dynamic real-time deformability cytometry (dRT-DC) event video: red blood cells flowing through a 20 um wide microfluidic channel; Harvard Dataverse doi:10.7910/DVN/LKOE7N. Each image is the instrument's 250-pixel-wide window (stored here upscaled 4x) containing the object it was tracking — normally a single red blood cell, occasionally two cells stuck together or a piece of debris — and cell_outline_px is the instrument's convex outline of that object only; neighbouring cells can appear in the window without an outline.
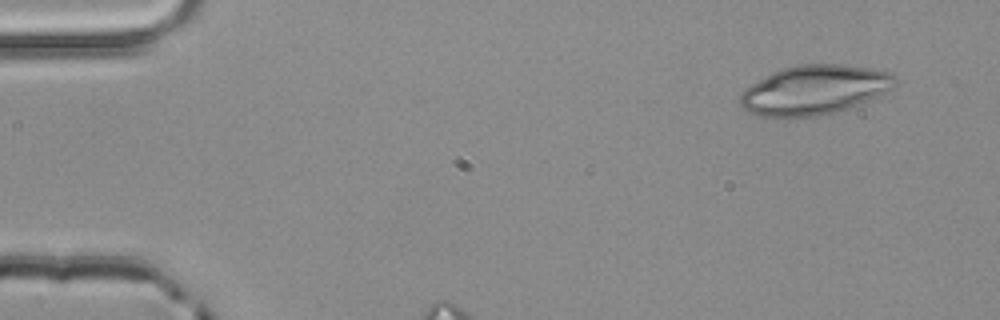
{"species": "common noctule bat (a hibernating species)", "species_latin": "Nyctalus noctula", "temperature_condition": "room temperature", "stored_images_in_passage": 3, "camera_frame_rate_fps": 3000, "um_per_image_px": 0.085, "animal": {"sex": "male", "body_mass_g": 20.4}, "frame": {"image": 1, "passage_image": 1, "time_ms": 0.0, "image_size_px": [1000, 320], "cell_outline_px": [[900, 80], [892, 88], [876, 96], [848, 108], [816, 116], [788, 120], [776, 120], [760, 116], [748, 112], [740, 104], [740, 92], [744, 88], [772, 72], [780, 68], [796, 64], [840, 64], [868, 68], [888, 72], [896, 76]], "centroid_in_image_um": [69.14, 7.67], "position_along_channel_um": 15.9, "area_um2": 45.26}}